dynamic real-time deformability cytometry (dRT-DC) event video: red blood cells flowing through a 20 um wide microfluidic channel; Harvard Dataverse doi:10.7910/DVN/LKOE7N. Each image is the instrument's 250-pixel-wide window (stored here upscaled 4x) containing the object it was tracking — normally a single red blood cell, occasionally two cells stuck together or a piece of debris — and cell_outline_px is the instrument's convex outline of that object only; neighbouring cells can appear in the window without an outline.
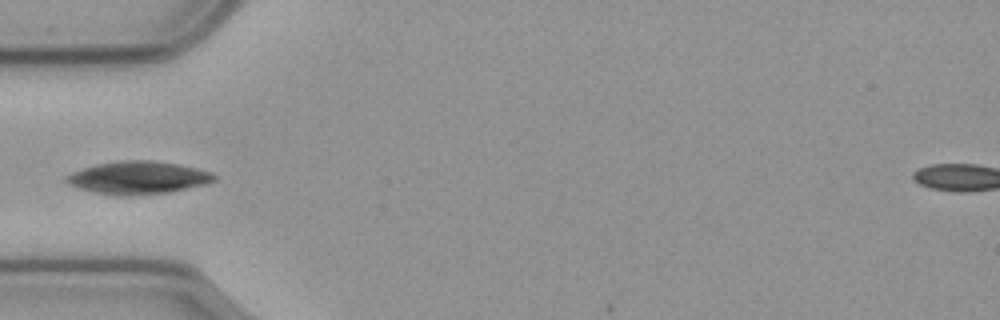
{"species": "common noctule bat (a hibernating species)", "species_latin": "Nyctalus noctula", "temperature_condition": "cold", "stored_images_in_passage": 35, "camera_frame_rate_fps": 3000, "um_per_image_px": 0.085, "animal": {"sex": "male", "body_mass_g": 23.1, "forearm_length_mm": 52.7}, "frame": {"image": 1, "passage_image": 1, "time_ms": 0.0, "image_size_px": [1000, 320], "cell_outline_px": [[216, 180], [204, 184], [168, 192], [132, 196], [116, 196], [92, 192], [76, 188], [68, 184], [64, 180], [64, 176], [72, 172], [96, 164], [120, 160], [152, 160], [180, 164], [212, 172], [216, 176]], "centroid_in_image_um": [11.68, 15.11], "position_along_channel_um": 73.3, "area_um2": 28.5}}
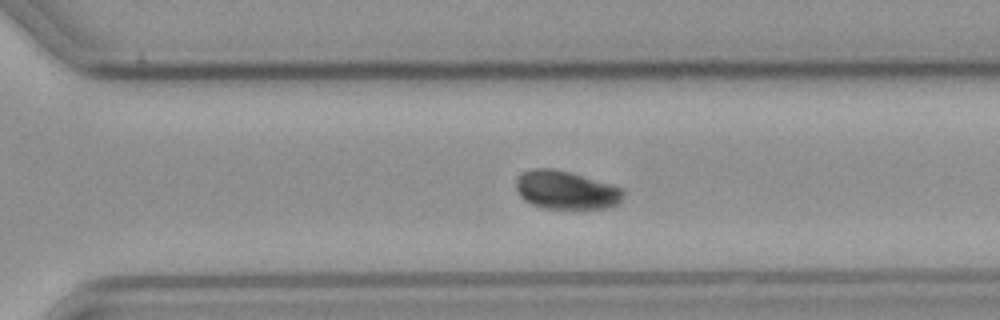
{"frame": {"image": 2, "passage_image": 22, "time_ms": 7.0, "image_size_px": [1000, 320], "cell_outline_px": [[624, 196], [620, 204], [608, 208], [544, 208], [532, 204], [524, 200], [520, 196], [516, 188], [516, 180], [524, 172], [532, 168], [552, 168], [568, 172], [624, 188]], "centroid_in_image_um": [48.14, 16.16], "position_along_channel_um": 322.5, "area_um2": 23.87}}
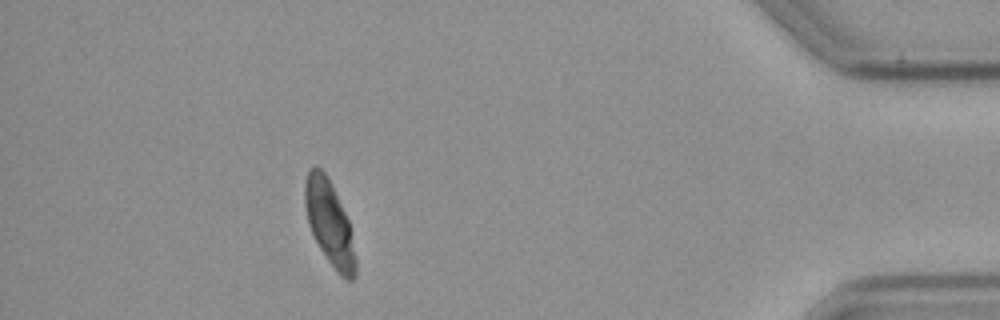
{"frame": {"image": 3, "passage_image": 34, "time_ms": 11.0, "image_size_px": [1000, 320], "cell_outline_px": [[356, 276], [352, 280], [344, 280], [336, 272], [320, 248], [312, 232], [308, 220], [304, 204], [304, 184], [308, 172], [316, 164], [328, 176], [332, 184], [348, 220], [356, 260]], "centroid_in_image_um": [28.0, 18.96], "position_along_channel_um": 407.2, "area_um2": 24.74}}